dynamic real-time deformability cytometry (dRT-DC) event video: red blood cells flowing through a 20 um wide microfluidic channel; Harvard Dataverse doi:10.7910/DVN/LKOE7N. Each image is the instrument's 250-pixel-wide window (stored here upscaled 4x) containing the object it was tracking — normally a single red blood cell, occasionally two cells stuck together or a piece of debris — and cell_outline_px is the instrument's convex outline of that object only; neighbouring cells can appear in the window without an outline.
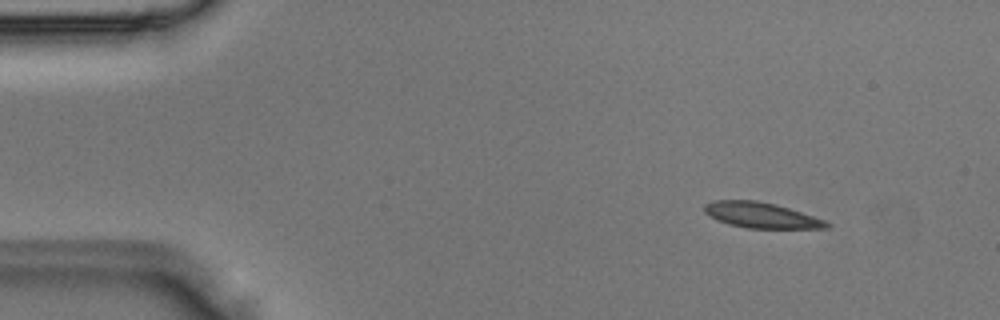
{"species": "Egyptian fruit bat (a non-hibernating species)", "species_latin": "Rousettus aegyptiacus", "temperature_condition": "room temperature", "stored_images_in_passage": 6, "camera_frame_rate_fps": 3000, "um_per_image_px": 0.085, "animal": {"sex": "male"}, "frame": {"image": 1, "passage_image": 2, "time_ms": 0.333, "image_size_px": [1000, 320], "cell_outline_px": [[832, 224], [828, 228], [748, 228], [728, 224], [708, 216], [704, 212], [704, 204], [712, 200], [756, 200], [776, 204], [824, 220]], "centroid_in_image_um": [64.65, 18.28], "position_along_channel_um": 20.3, "area_um2": 18.15}}
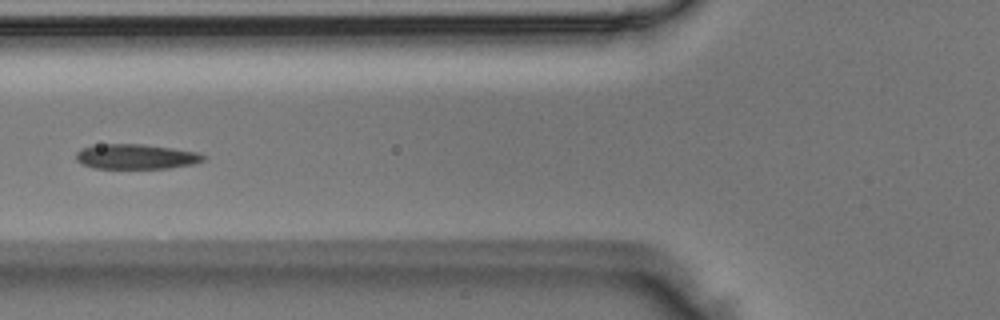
{"frame": {"image": 2, "passage_image": 5, "time_ms": 1.333, "image_size_px": [1000, 320], "cell_outline_px": [[208, 160], [192, 164], [168, 168], [92, 168], [80, 164], [76, 160], [76, 152], [80, 148], [100, 144], [144, 144], [200, 152], [208, 156]], "centroid_in_image_um": [11.59, 13.31], "position_along_channel_um": 114.2, "area_um2": 18.84}}